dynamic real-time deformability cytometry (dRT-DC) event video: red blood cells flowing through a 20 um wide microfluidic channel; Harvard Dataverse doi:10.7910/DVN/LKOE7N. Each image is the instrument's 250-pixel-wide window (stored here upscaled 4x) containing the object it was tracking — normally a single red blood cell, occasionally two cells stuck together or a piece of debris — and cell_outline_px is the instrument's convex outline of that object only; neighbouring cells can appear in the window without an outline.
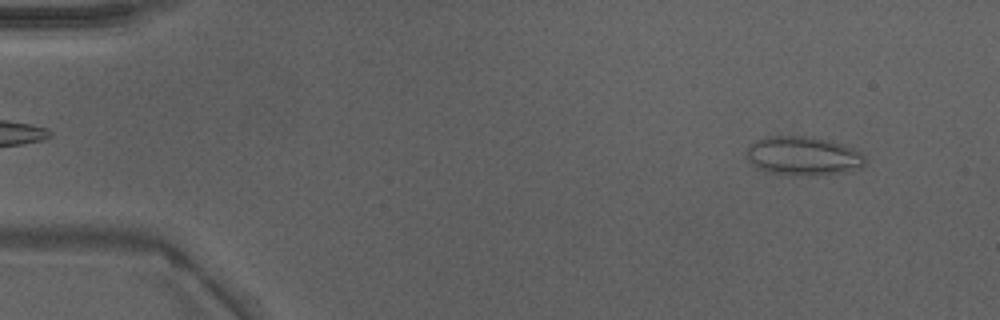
{"species": "Egyptian fruit bat (a non-hibernating species)", "species_latin": "Rousettus aegyptiacus", "temperature_condition": "warm", "stored_images_in_passage": 47, "camera_frame_rate_fps": 3000, "um_per_image_px": 0.085, "animal": {"sex": "male"}, "frame": {"image": 1, "passage_image": 4, "time_ms": 1.0, "image_size_px": [1000, 320], "cell_outline_px": [[864, 164], [860, 168], [844, 172], [796, 176], [764, 172], [756, 168], [748, 160], [748, 144], [764, 136], [812, 136], [828, 140], [852, 148], [860, 152], [864, 156]], "centroid_in_image_um": [68.21, 13.25], "position_along_channel_um": 16.8, "area_um2": 26.93}}
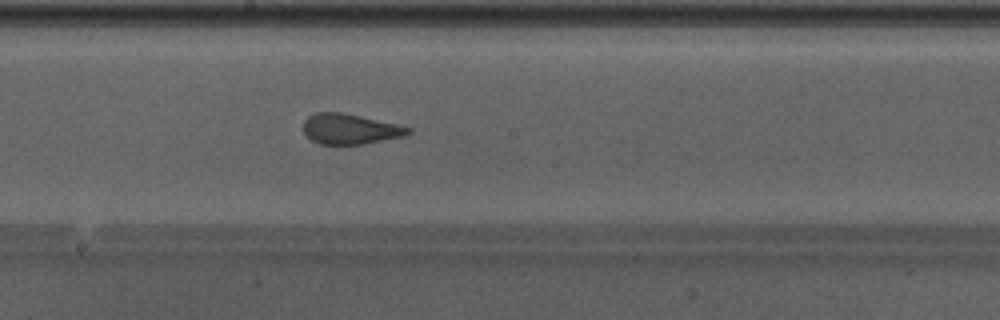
{"frame": {"image": 2, "passage_image": 26, "time_ms": 8.333, "image_size_px": [1000, 320], "cell_outline_px": [[412, 132], [404, 136], [364, 144], [320, 144], [312, 140], [304, 132], [304, 120], [308, 116], [316, 112], [340, 112], [360, 116], [396, 124], [412, 128]], "centroid_in_image_um": [29.76, 10.96], "position_along_channel_um": 218.4, "area_um2": 18.38}}
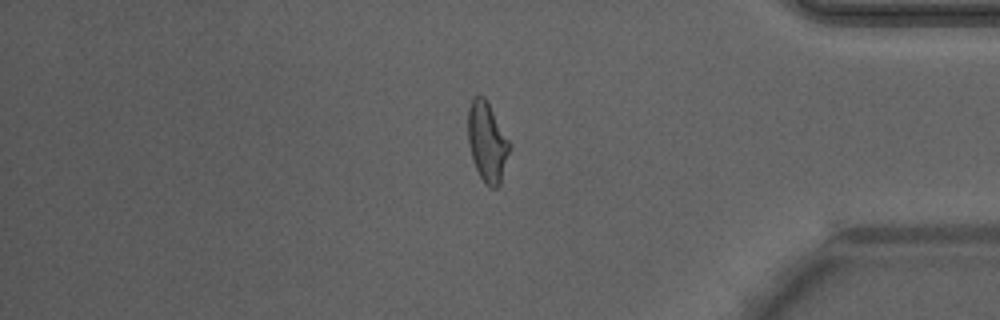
{"frame": {"image": 3, "passage_image": 40, "time_ms": 13.0, "image_size_px": [1000, 320], "cell_outline_px": [[512, 144], [500, 184], [496, 188], [488, 188], [484, 184], [472, 160], [468, 144], [468, 108], [472, 96], [484, 96], [488, 100]], "centroid_in_image_um": [41.42, 12.05], "position_along_channel_um": 393.8, "area_um2": 19.88}, "authors_computed_cell_mechanics": {"area_um2": 19.8832, "velocity_mm_per_s": 4.2945, "shape_relaxation_time_tau1_ms": 8.7804, "shape_relaxation_time_tau2_ms": 0.7862, "deformation_change_tau1": 0.2255, "deformation_change_tau2": 0.0667}}